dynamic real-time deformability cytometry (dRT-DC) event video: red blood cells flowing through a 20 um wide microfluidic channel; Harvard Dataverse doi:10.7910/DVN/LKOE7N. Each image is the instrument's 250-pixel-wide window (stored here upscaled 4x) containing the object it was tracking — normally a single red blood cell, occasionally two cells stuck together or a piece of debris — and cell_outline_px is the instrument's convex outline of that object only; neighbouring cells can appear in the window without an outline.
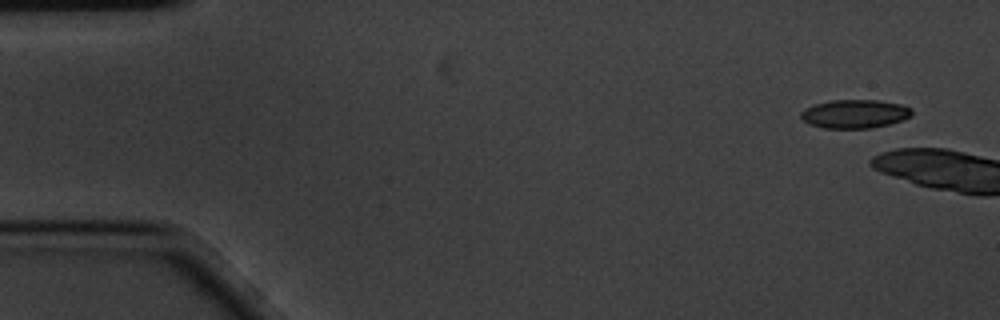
{"species": "common noctule bat (a hibernating species)", "species_latin": "Nyctalus noctula", "temperature_condition": "cold", "stored_images_in_passage": 2, "camera_frame_rate_fps": 3000, "um_per_image_px": 0.085, "animal": {"sex": "male", "body_mass_g": 20.1, "forearm_length_mm": 53.5}, "frame": {"image": 1, "passage_image": 1, "time_ms": 0.0, "image_size_px": [1000, 320], "cell_outline_px": [[912, 116], [888, 124], [872, 128], [824, 128], [808, 124], [800, 116], [800, 112], [804, 108], [812, 104], [832, 100], [876, 100], [900, 104], [912, 108]], "centroid_in_image_um": [72.62, 9.67], "position_along_channel_um": 12.4, "area_um2": 18.55}}